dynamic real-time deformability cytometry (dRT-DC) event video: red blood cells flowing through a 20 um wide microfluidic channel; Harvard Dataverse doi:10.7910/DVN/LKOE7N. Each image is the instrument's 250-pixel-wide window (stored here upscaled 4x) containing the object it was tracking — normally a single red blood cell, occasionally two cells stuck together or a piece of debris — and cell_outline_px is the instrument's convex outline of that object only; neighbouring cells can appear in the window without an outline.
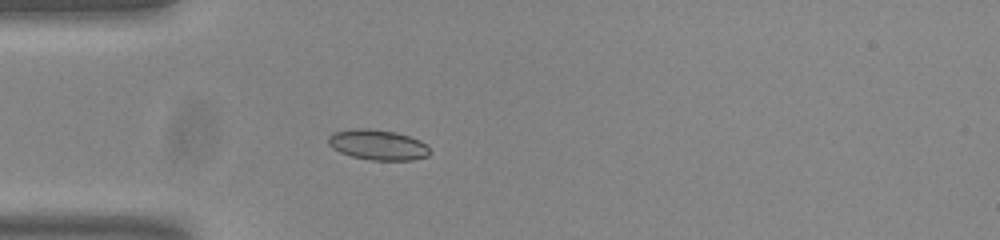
{"species": "common noctule bat (a hibernating species)", "species_latin": "Nyctalus noctula", "temperature_condition": "room temperature", "stored_images_in_passage": 40, "camera_frame_rate_fps": 3000, "um_per_image_px": 0.085, "animal": {"sex": "male", "body_mass_g": 20.0, "forearm_length_mm": 53.3}, "frame": {"image": 1, "passage_image": 7, "time_ms": 2.0, "image_size_px": [1000, 240], "cell_outline_px": [[432, 152], [428, 156], [412, 160], [368, 160], [352, 156], [340, 152], [332, 148], [328, 144], [328, 136], [332, 132], [352, 128], [368, 128], [396, 132], [420, 140], [428, 144]], "centroid_in_image_um": [32.12, 12.3], "position_along_channel_um": 52.9, "area_um2": 18.26}}
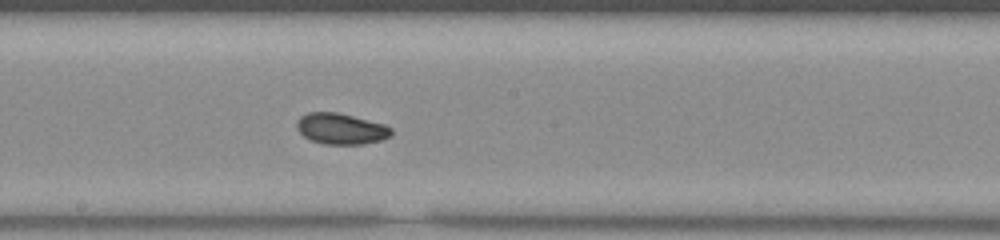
{"frame": {"image": 2, "passage_image": 21, "time_ms": 6.667, "image_size_px": [1000, 240], "cell_outline_px": [[392, 136], [384, 140], [364, 144], [324, 144], [312, 140], [304, 136], [296, 128], [296, 120], [300, 116], [308, 112], [336, 112], [384, 124], [392, 128]], "centroid_in_image_um": [28.99, 10.95], "position_along_channel_um": 219.2, "area_um2": 17.17}}
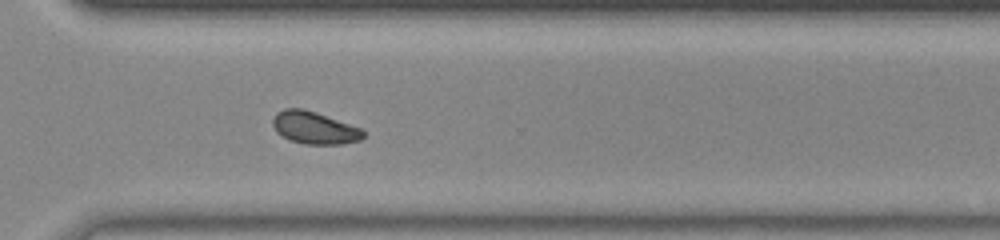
{"frame": {"image": 3, "passage_image": 31, "time_ms": 10.0, "image_size_px": [1000, 240], "cell_outline_px": [[364, 136], [360, 140], [344, 144], [304, 144], [288, 140], [276, 132], [272, 124], [272, 120], [276, 112], [284, 108], [304, 108], [316, 112], [360, 128], [364, 132]], "centroid_in_image_um": [26.68, 10.86], "position_along_channel_um": 343.9, "area_um2": 17.17}, "authors_computed_cell_mechanics": {"area_um2": 17.1377, "velocity_mm_per_s": 3.7362, "shape_relaxation_time_tau1_ms": 7.3762, "shape_relaxation_time_tau2_ms": 8.4457, "deformation_change_tau1": 0.1222, "deformation_change_tau2": 0.0817}}